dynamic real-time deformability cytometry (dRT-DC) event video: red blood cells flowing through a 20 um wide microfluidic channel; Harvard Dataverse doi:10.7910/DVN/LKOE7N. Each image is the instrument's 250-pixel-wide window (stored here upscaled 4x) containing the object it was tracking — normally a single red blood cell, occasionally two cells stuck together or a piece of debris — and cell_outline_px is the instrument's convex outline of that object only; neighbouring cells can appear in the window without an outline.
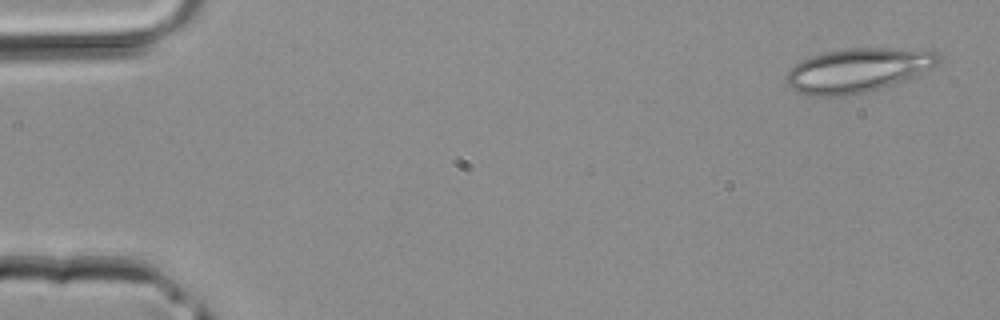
{"species": "common noctule bat (a hibernating species)", "species_latin": "Nyctalus noctula", "temperature_condition": "room temperature", "stored_images_in_passage": 42, "camera_frame_rate_fps": 3000, "um_per_image_px": 0.085, "animal": {"sex": "male", "body_mass_g": 20.4}, "frame": {"image": 1, "passage_image": 2, "time_ms": 0.333, "image_size_px": [1000, 320], "cell_outline_px": [[940, 60], [936, 64], [920, 76], [896, 84], [864, 92], [844, 96], [808, 96], [796, 92], [788, 88], [784, 76], [796, 64], [812, 56], [824, 52], [844, 48], [892, 48], [940, 52]], "centroid_in_image_um": [72.91, 5.99], "position_along_channel_um": 12.1, "area_um2": 39.48}}
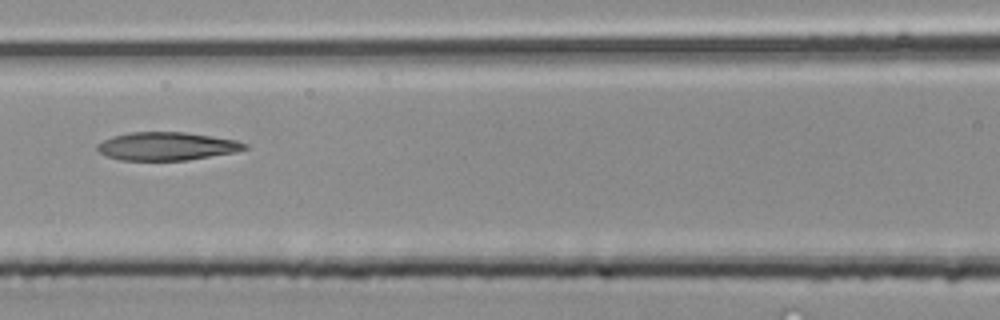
{"frame": {"image": 2, "passage_image": 19, "time_ms": 6.0, "image_size_px": [1000, 320], "cell_outline_px": [[248, 148], [236, 152], [188, 160], [120, 160], [108, 156], [100, 152], [96, 148], [96, 144], [112, 136], [132, 132], [184, 132], [212, 136], [236, 140], [248, 144]], "centroid_in_image_um": [14.19, 12.43], "position_along_channel_um": 152.4, "area_um2": 24.16}}
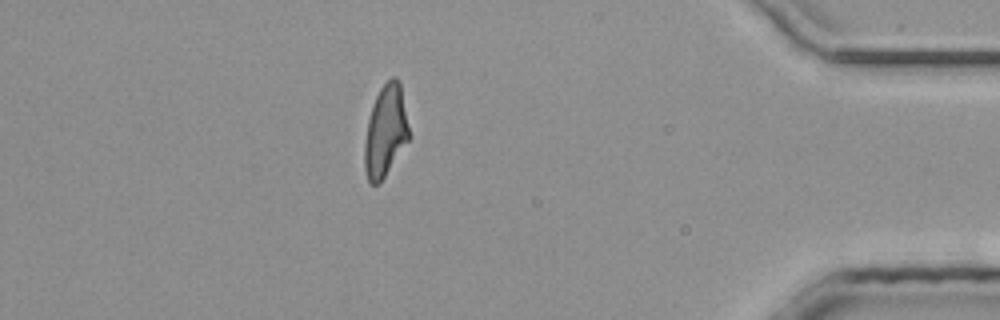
{"frame": {"image": 3, "passage_image": 37, "time_ms": 12.0, "image_size_px": [1000, 320], "cell_outline_px": [[408, 140], [380, 184], [372, 184], [368, 180], [364, 168], [364, 144], [368, 120], [372, 104], [380, 88], [392, 76], [396, 76], [400, 84], [408, 124]], "centroid_in_image_um": [32.74, 11.16], "position_along_channel_um": 402.5, "area_um2": 23.47}}